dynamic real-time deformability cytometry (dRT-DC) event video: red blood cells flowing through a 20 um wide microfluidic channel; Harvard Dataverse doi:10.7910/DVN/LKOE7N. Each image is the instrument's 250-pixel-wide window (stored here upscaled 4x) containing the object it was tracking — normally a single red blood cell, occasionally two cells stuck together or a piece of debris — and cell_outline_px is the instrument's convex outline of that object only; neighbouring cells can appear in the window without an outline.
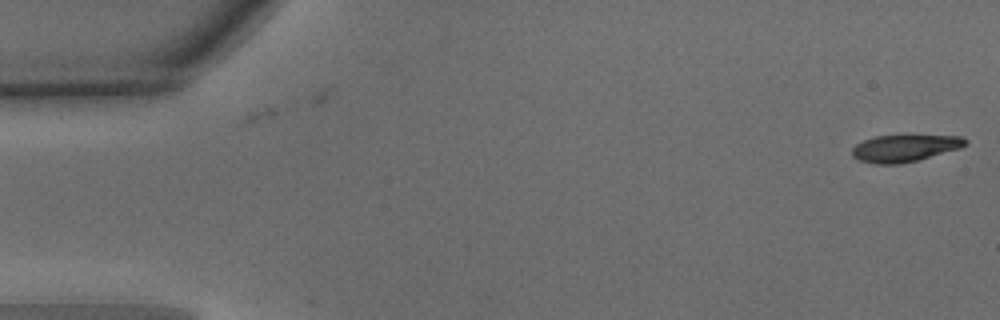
{"species": "common noctule bat (a hibernating species)", "species_latin": "Nyctalus noctula", "temperature_condition": "warm", "stored_images_in_passage": 4, "camera_frame_rate_fps": 3000, "um_per_image_px": 0.085, "animal": {"sex": "male", "body_mass_g": 15.6}, "frame": {"image": 1, "passage_image": 4, "time_ms": 1.0, "image_size_px": [1000, 320], "cell_outline_px": [[968, 144], [960, 148], [916, 160], [900, 164], [876, 164], [860, 160], [852, 156], [852, 148], [856, 144], [864, 140], [876, 136], [964, 136], [968, 140]], "centroid_in_image_um": [76.9, 12.59], "position_along_channel_um": 8.1, "area_um2": 17.57}}